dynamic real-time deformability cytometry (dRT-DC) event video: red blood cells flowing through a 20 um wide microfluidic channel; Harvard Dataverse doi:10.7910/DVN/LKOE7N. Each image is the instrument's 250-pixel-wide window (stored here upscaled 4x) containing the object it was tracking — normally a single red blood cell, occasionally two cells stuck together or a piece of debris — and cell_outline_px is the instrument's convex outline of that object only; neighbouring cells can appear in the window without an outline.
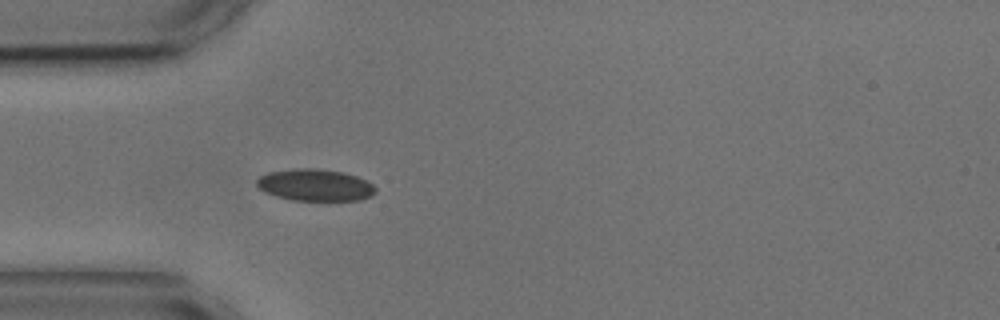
{"species": "common noctule bat (a hibernating species)", "species_latin": "Nyctalus noctula", "temperature_condition": "cold", "stored_images_in_passage": 4, "camera_frame_rate_fps": 3000, "um_per_image_px": 0.085, "animal": {"sex": "male", "body_mass_g": 17.9, "forearm_length_mm": 54.2}, "frame": {"image": 1, "passage_image": 4, "time_ms": 3.667, "image_size_px": [1000, 320], "cell_outline_px": [[376, 192], [372, 196], [360, 200], [292, 200], [276, 196], [264, 192], [256, 184], [256, 180], [260, 176], [268, 172], [292, 168], [316, 168], [344, 172], [356, 176], [372, 184], [376, 188]], "centroid_in_image_um": [26.77, 15.72], "position_along_channel_um": 58.2, "area_um2": 22.14}}